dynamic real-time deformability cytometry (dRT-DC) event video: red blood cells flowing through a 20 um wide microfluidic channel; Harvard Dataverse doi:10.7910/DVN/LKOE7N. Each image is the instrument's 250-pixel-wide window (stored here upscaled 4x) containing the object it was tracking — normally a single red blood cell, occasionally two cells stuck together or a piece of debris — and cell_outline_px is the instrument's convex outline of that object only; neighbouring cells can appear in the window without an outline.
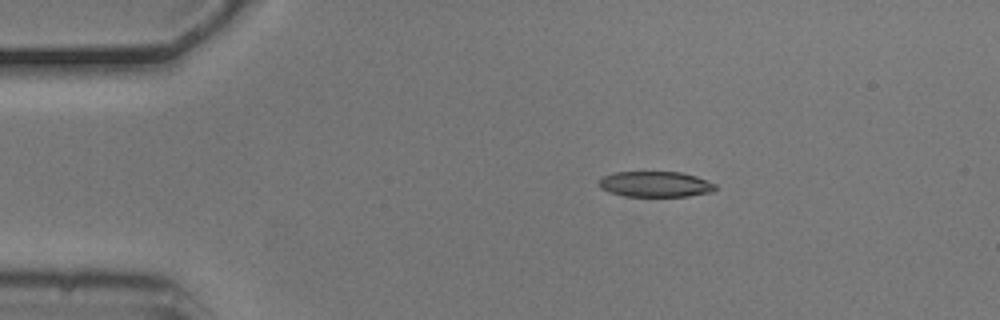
{"species": "common noctule bat (a hibernating species)", "species_latin": "Nyctalus noctula", "temperature_condition": "cold", "stored_images_in_passage": 5, "camera_frame_rate_fps": 3000, "um_per_image_px": 0.085, "animal": {"sex": "male", "body_mass_g": 20.5, "forearm_length_mm": 52.5}, "frame": {"image": 1, "passage_image": 1, "time_ms": 0.0, "image_size_px": [1000, 320], "cell_outline_px": [[716, 188], [712, 192], [688, 196], [624, 196], [608, 192], [600, 188], [596, 184], [596, 180], [612, 172], [680, 172], [696, 176], [716, 184]], "centroid_in_image_um": [55.64, 15.65], "position_along_channel_um": 29.4, "area_um2": 17.57}}
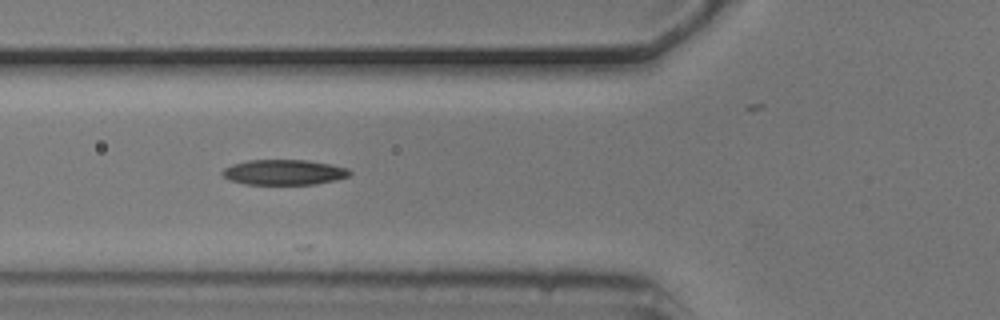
{"frame": {"image": 2, "passage_image": 4, "time_ms": 1.0, "image_size_px": [1000, 320], "cell_outline_px": [[352, 172], [348, 176], [336, 180], [316, 184], [244, 184], [228, 180], [220, 172], [224, 168], [232, 164], [248, 160], [308, 160], [332, 164], [348, 168]], "centroid_in_image_um": [24.13, 14.64], "position_along_channel_um": 101.7, "area_um2": 18.9}}
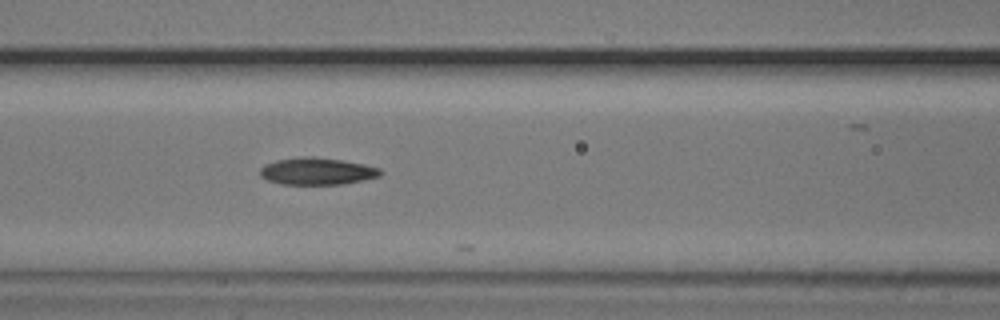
{"frame": {"image": 3, "passage_image": 5, "time_ms": 1.333, "image_size_px": [1000, 320], "cell_outline_px": [[384, 172], [380, 176], [364, 180], [340, 184], [284, 184], [268, 180], [260, 176], [260, 168], [264, 164], [276, 160], [300, 156], [312, 156], [340, 160], [364, 164], [380, 168]], "centroid_in_image_um": [26.95, 14.54], "position_along_channel_um": 139.6, "area_um2": 19.02}}